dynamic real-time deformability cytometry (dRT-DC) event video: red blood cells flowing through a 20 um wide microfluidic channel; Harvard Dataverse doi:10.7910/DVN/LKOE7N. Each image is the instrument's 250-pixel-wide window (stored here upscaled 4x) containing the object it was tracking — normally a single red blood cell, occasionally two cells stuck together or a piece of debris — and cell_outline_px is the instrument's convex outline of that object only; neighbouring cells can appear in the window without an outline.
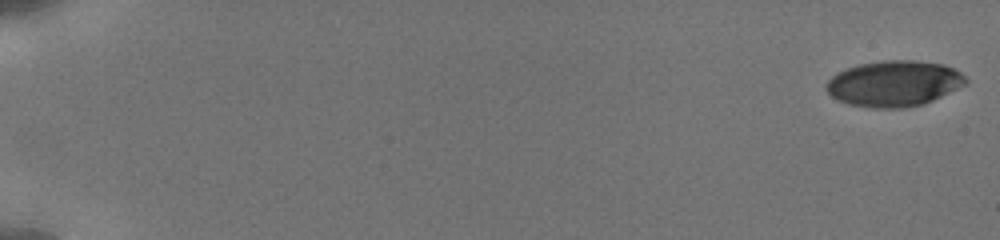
{"species": "human", "species_latin": "Homo sapiens", "temperature_condition": "cold", "stored_images_in_passage": 24, "camera_frame_rate_fps": 3000, "um_per_image_px": 0.085, "donor": {"sex": "male"}, "frame": {"image": 1, "passage_image": 1, "time_ms": 0.0, "image_size_px": [1000, 240], "cell_outline_px": [[968, 84], [924, 104], [904, 108], [872, 108], [848, 104], [836, 100], [824, 88], [824, 84], [836, 72], [860, 64], [884, 60], [912, 60], [944, 64], [960, 72], [968, 80]], "centroid_in_image_um": [75.98, 7.11], "position_along_channel_um": 9.0, "area_um2": 37.51}}
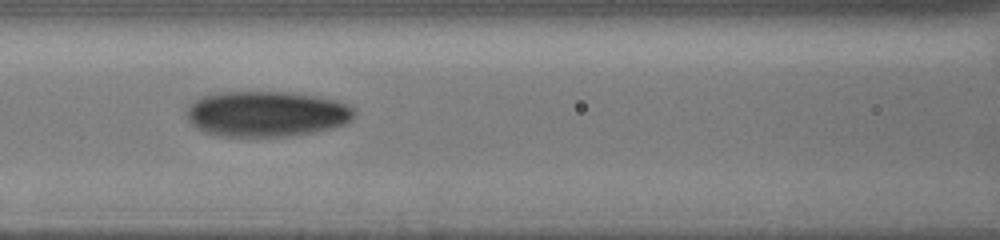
{"frame": {"image": 2, "passage_image": 17, "time_ms": 8.667, "image_size_px": [1000, 240], "cell_outline_px": [[356, 112], [352, 120], [344, 124], [332, 128], [312, 132], [288, 136], [216, 136], [204, 132], [196, 128], [188, 120], [188, 104], [200, 96], [220, 92], [292, 92], [320, 96], [336, 100], [356, 108]], "centroid_in_image_um": [22.66, 9.67], "position_along_channel_um": 143.9, "area_um2": 44.91}}
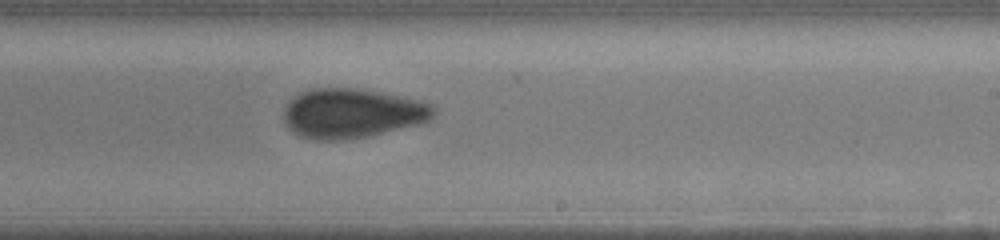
{"frame": {"image": 3, "passage_image": 24, "time_ms": 11.667, "image_size_px": [1000, 240], "cell_outline_px": [[436, 112], [428, 120], [420, 124], [368, 136], [344, 140], [316, 140], [300, 136], [292, 132], [288, 128], [284, 120], [284, 108], [300, 92], [312, 88], [352, 88], [380, 92], [420, 100], [432, 104], [436, 108]], "centroid_in_image_um": [29.93, 9.64], "position_along_channel_um": 259.1, "area_um2": 43.23}}